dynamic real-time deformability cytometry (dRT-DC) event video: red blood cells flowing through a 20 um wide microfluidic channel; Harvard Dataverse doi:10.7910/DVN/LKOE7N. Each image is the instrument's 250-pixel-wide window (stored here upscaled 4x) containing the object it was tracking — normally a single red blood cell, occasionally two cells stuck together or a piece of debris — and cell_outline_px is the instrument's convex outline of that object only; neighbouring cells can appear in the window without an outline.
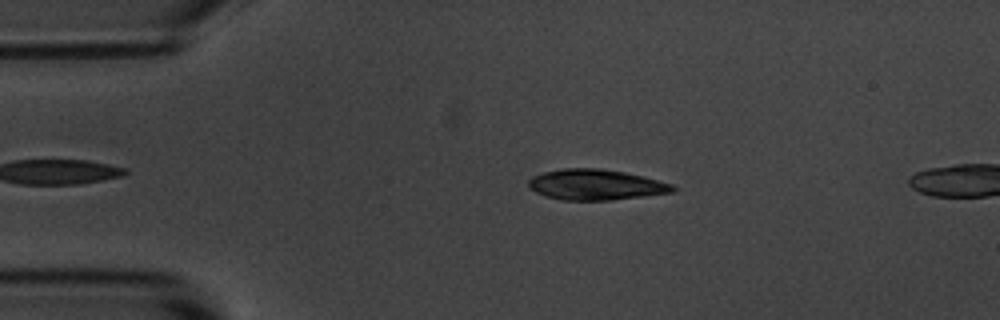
{"species": "common noctule bat (a hibernating species)", "species_latin": "Nyctalus noctula", "temperature_condition": "room temperature", "stored_images_in_passage": 3, "camera_frame_rate_fps": 3000, "um_per_image_px": 0.085, "animal": {"sex": "male", "body_mass_g": 20.1, "forearm_length_mm": 53.5}, "frame": {"image": 1, "passage_image": 2, "time_ms": 1.333, "image_size_px": [1000, 320], "cell_outline_px": [[676, 192], [612, 200], [560, 200], [544, 196], [528, 188], [528, 180], [532, 176], [544, 172], [560, 168], [600, 168], [624, 172], [644, 176], [672, 184], [676, 188]], "centroid_in_image_um": [50.62, 15.7], "position_along_channel_um": 34.4, "area_um2": 26.01}}